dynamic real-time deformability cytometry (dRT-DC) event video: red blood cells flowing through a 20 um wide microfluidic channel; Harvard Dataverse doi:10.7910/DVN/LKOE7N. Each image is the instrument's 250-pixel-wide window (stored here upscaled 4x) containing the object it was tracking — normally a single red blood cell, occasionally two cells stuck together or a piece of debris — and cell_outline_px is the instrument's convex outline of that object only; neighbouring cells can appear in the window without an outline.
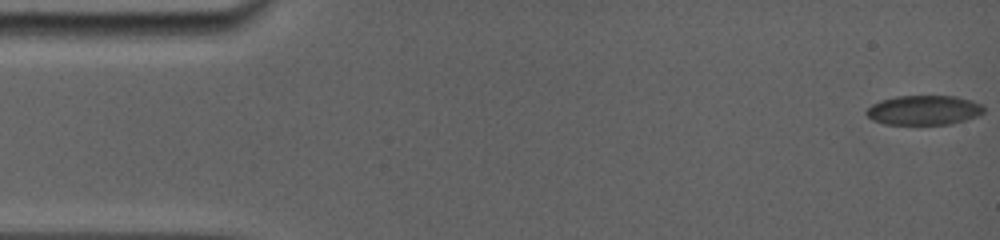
{"species": "common noctule bat (a hibernating species)", "species_latin": "Nyctalus noctula", "temperature_condition": "room temperature", "stored_images_in_passage": 11, "camera_frame_rate_fps": 5000, "um_per_image_px": 0.085, "animal": {"sex": "female", "body_mass_g": 19.0, "forearm_length_mm": 56.7}, "frame": {"image": 1, "passage_image": 1, "time_ms": 0.0, "image_size_px": [1000, 240], "cell_outline_px": [[984, 112], [976, 116], [964, 120], [948, 124], [884, 124], [872, 120], [864, 112], [872, 104], [880, 100], [896, 96], [956, 96], [972, 100], [984, 104]], "centroid_in_image_um": [78.52, 9.35], "position_along_channel_um": 6.5, "area_um2": 20.29}}
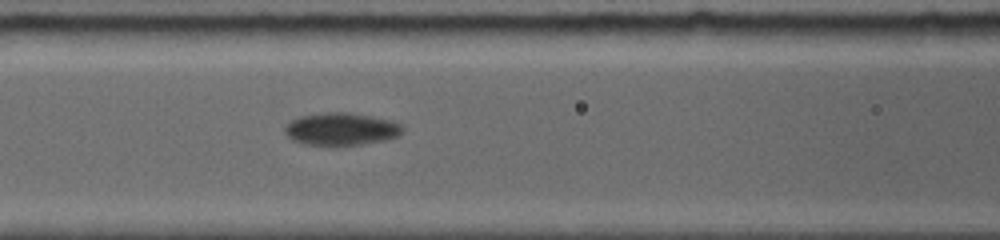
{"frame": {"image": 2, "passage_image": 10, "time_ms": 7.0, "image_size_px": [1000, 240], "cell_outline_px": [[404, 132], [396, 136], [384, 140], [360, 144], [332, 148], [304, 144], [292, 140], [284, 132], [284, 128], [292, 120], [300, 116], [324, 112], [348, 112], [372, 116], [392, 120], [400, 124], [404, 128]], "centroid_in_image_um": [28.98, 10.99], "position_along_channel_um": 137.6, "area_um2": 22.89}}
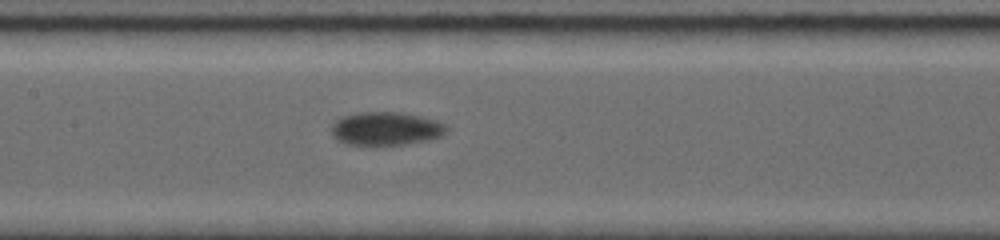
{"frame": {"image": 3, "passage_image": 11, "time_ms": 8.0, "image_size_px": [1000, 240], "cell_outline_px": [[448, 128], [444, 136], [428, 140], [404, 144], [344, 144], [336, 140], [332, 136], [332, 124], [340, 116], [360, 112], [400, 112], [420, 116], [436, 120], [444, 124]], "centroid_in_image_um": [32.79, 10.92], "position_along_channel_um": 174.6, "area_um2": 22.43}}